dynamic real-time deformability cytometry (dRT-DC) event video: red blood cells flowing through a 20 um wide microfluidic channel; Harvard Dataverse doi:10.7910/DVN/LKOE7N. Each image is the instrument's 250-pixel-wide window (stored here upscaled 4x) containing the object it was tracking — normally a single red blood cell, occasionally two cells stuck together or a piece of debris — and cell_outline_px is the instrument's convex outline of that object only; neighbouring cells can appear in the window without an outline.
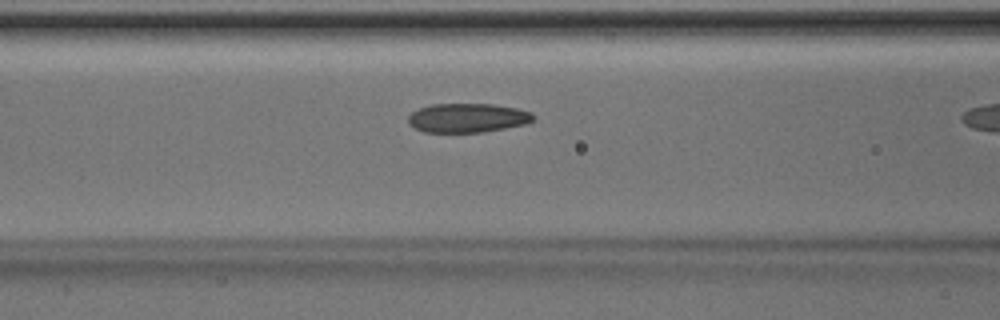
{"species": "Egyptian fruit bat (a non-hibernating species)", "species_latin": "Rousettus aegyptiacus", "temperature_condition": "room temperature", "stored_images_in_passage": 6, "camera_frame_rate_fps": 3000, "um_per_image_px": 0.085, "animal": {"sex": "male"}, "frame": {"image": 1, "passage_image": 5, "time_ms": 1.333, "image_size_px": [1000, 320], "cell_outline_px": [[536, 116], [532, 120], [524, 124], [504, 128], [480, 132], [424, 132], [408, 124], [408, 116], [412, 112], [420, 108], [432, 104], [492, 104], [516, 108], [532, 112]], "centroid_in_image_um": [39.73, 10.01], "position_along_channel_um": 126.9, "area_um2": 21.1}}